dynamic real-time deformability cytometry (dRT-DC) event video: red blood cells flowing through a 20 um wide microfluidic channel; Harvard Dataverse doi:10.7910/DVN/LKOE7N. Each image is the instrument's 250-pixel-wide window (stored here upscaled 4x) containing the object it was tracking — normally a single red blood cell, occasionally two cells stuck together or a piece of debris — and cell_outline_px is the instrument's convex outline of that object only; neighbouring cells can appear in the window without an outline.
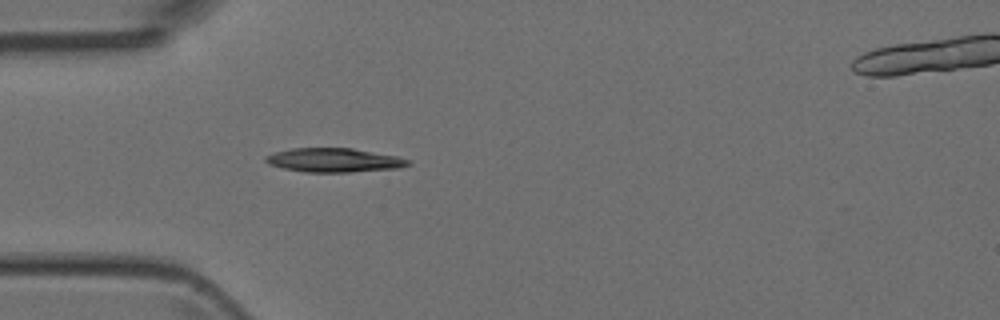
{"species": "Egyptian fruit bat (a non-hibernating species)", "species_latin": "Rousettus aegyptiacus", "temperature_condition": "room temperature", "stored_images_in_passage": 3, "camera_frame_rate_fps": 3000, "um_per_image_px": 0.085, "animal": {"sex": "female"}, "frame": {"image": 1, "passage_image": 2, "time_ms": 2.0, "image_size_px": [1000, 320], "cell_outline_px": [[412, 164], [400, 168], [348, 172], [304, 172], [284, 168], [268, 164], [264, 160], [264, 156], [276, 152], [292, 148], [352, 148], [396, 156], [412, 160]], "centroid_in_image_um": [28.41, 13.61], "position_along_channel_um": 56.6, "area_um2": 19.94}}